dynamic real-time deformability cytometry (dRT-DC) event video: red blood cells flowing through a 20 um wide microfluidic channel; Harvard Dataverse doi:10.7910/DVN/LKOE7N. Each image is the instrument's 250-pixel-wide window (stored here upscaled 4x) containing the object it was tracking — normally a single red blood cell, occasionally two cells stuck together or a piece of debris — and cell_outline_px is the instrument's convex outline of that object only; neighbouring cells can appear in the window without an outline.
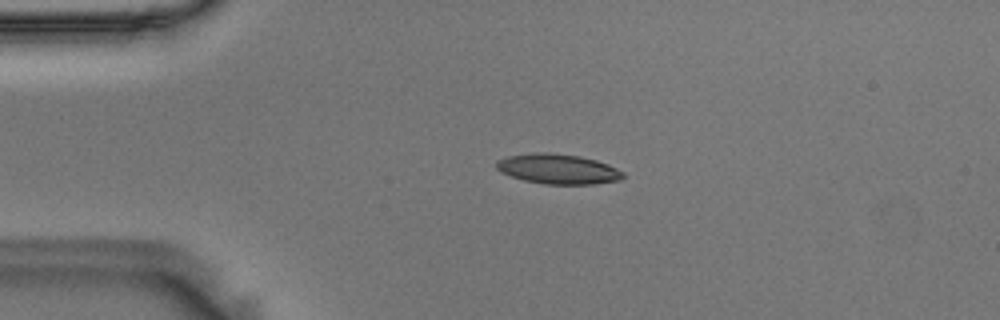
{"species": "Egyptian fruit bat (a non-hibernating species)", "species_latin": "Rousettus aegyptiacus", "temperature_condition": "room temperature", "stored_images_in_passage": 46, "camera_frame_rate_fps": 3000, "um_per_image_px": 0.085, "animal": {"sex": "male"}, "frame": {"image": 1, "passage_image": 11, "time_ms": 3.333, "image_size_px": [1000, 320], "cell_outline_px": [[624, 176], [620, 180], [592, 184], [544, 184], [524, 180], [512, 176], [496, 168], [496, 160], [508, 156], [536, 152], [548, 152], [580, 156], [596, 160], [608, 164], [624, 172]], "centroid_in_image_um": [47.45, 14.36], "position_along_channel_um": 37.6, "area_um2": 22.02}}
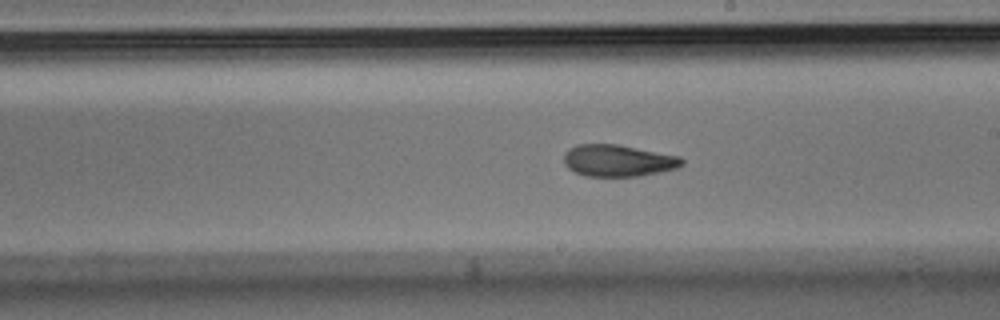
{"frame": {"image": 2, "passage_image": 30, "time_ms": 9.667, "image_size_px": [1000, 320], "cell_outline_px": [[684, 164], [676, 168], [660, 172], [640, 176], [584, 176], [568, 168], [564, 164], [564, 152], [568, 148], [576, 144], [620, 144], [680, 156], [684, 160]], "centroid_in_image_um": [52.53, 13.64], "position_along_channel_um": 236.5, "area_um2": 22.14}}
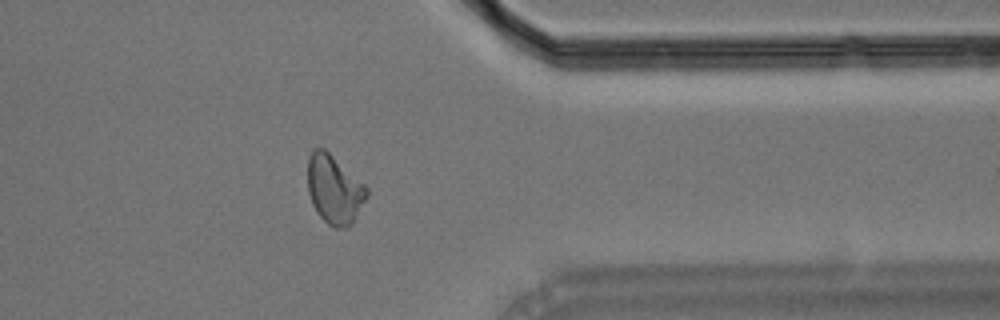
{"frame": {"image": 3, "passage_image": 43, "time_ms": 14.0, "image_size_px": [1000, 320], "cell_outline_px": [[368, 196], [352, 220], [344, 228], [336, 228], [328, 224], [316, 212], [312, 204], [308, 192], [308, 156], [312, 148], [324, 148], [364, 184], [368, 188]], "centroid_in_image_um": [28.38, 16.07], "position_along_channel_um": 383.0, "area_um2": 23.29}, "authors_computed_cell_mechanics": {"area_um2": 22.1374, "velocity_mm_per_s": 3.6307, "shape_relaxation_time_tau1_ms": 5.7352, "shape_relaxation_time_tau2_ms": 3.8062, "deformation_change_tau1": 0.1798, "deformation_change_tau2": 0.0984}}